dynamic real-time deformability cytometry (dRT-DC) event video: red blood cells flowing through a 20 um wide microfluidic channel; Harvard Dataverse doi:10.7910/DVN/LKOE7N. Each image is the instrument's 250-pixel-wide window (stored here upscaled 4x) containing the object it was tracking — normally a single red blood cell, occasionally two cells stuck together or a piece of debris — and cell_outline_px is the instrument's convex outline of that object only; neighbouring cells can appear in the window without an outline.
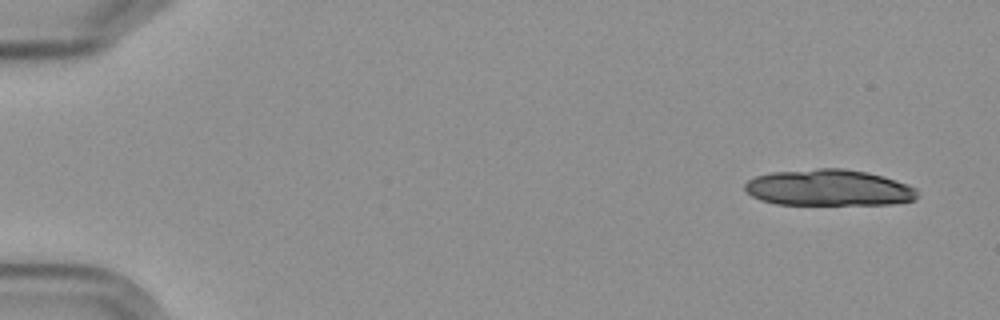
{"species": "Egyptian fruit bat (a non-hibernating species)", "species_latin": "Rousettus aegyptiacus", "temperature_condition": "cold", "stored_images_in_passage": 6, "camera_frame_rate_fps": 3000, "um_per_image_px": 0.085, "frame": {"image": 1, "passage_image": 1, "time_ms": 0.0, "image_size_px": [1000, 320], "cell_outline_px": [[920, 196], [916, 200], [892, 204], [776, 204], [760, 200], [752, 196], [744, 188], [744, 184], [748, 180], [756, 176], [772, 172], [820, 168], [844, 168], [864, 172], [880, 176], [908, 184], [916, 188]], "centroid_in_image_um": [70.45, 15.96], "position_along_channel_um": 14.5, "area_um2": 36.47}}
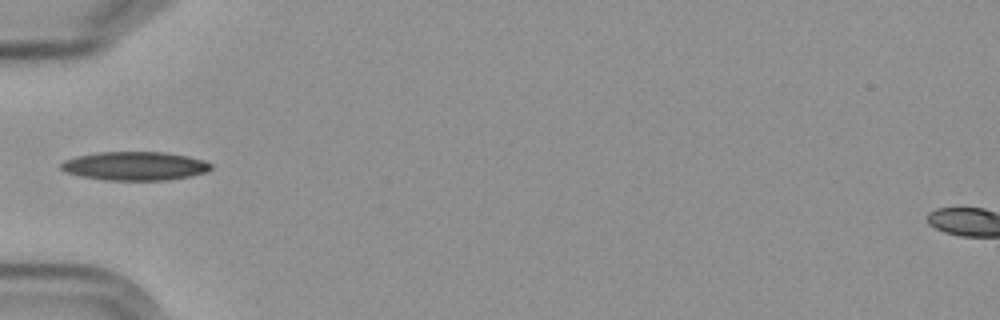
{"frame": {"image": 2, "passage_image": 6, "time_ms": 5.667, "image_size_px": [1000, 320], "cell_outline_px": [[212, 168], [208, 172], [168, 180], [104, 180], [80, 176], [68, 172], [60, 168], [60, 164], [64, 160], [76, 156], [96, 152], [164, 152], [188, 156], [204, 160], [212, 164]], "centroid_in_image_um": [11.47, 14.1], "position_along_channel_um": 73.5, "area_um2": 25.14}}